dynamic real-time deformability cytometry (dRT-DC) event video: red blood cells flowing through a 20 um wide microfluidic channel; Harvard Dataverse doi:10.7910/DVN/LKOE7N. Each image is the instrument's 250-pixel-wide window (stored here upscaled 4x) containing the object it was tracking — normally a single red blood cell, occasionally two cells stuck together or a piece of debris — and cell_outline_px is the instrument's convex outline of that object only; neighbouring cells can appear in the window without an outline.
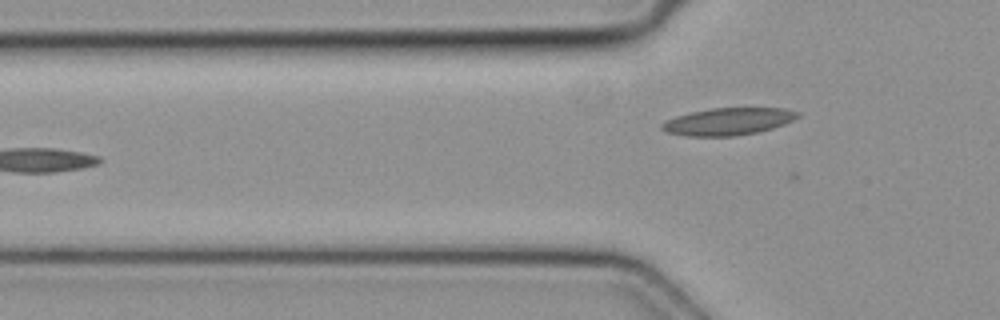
{"species": "common noctule bat (a hibernating species)", "species_latin": "Nyctalus noctula", "temperature_condition": "cold", "stored_images_in_passage": 5, "camera_frame_rate_fps": 3000, "um_per_image_px": 0.085, "animal": {"sex": "female", "body_mass_g": 19.3, "forearm_length_mm": 54.1}, "frame": {"image": 1, "passage_image": 5, "time_ms": 1.333, "image_size_px": [1000, 320], "cell_outline_px": [[800, 116], [784, 124], [772, 128], [756, 132], [736, 136], [684, 136], [664, 132], [660, 128], [660, 124], [676, 116], [692, 112], [712, 108], [784, 108], [800, 112]], "centroid_in_image_um": [61.87, 10.33], "position_along_channel_um": 63.9, "area_um2": 21.56}}